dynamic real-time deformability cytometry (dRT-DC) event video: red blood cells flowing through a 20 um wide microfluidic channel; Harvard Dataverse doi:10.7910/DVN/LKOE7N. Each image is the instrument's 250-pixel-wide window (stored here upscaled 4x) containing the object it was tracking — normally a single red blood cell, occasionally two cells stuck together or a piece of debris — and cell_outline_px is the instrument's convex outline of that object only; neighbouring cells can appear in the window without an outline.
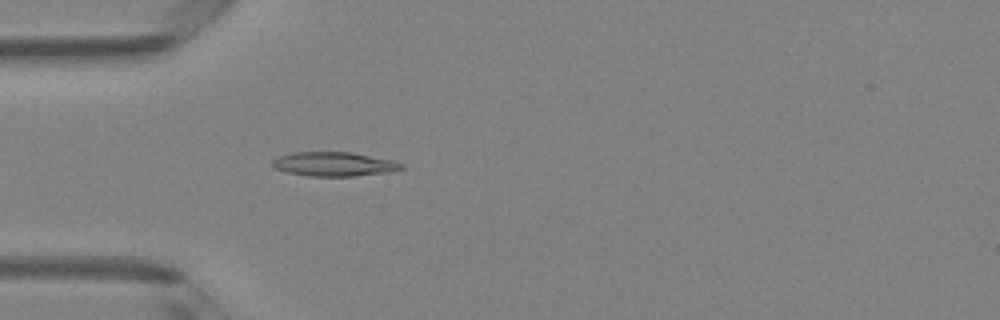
{"species": "Egyptian fruit bat (a non-hibernating species)", "species_latin": "Rousettus aegyptiacus", "temperature_condition": "room temperature", "stored_images_in_passage": 5, "camera_frame_rate_fps": 3000, "um_per_image_px": 0.085, "animal": {"sex": "female"}, "frame": {"image": 1, "passage_image": 5, "time_ms": 1.333, "image_size_px": [1000, 320], "cell_outline_px": [[404, 168], [392, 172], [352, 176], [308, 176], [288, 172], [276, 168], [272, 164], [272, 160], [280, 156], [292, 152], [352, 152], [396, 160], [404, 164]], "centroid_in_image_um": [28.48, 13.94], "position_along_channel_um": 56.5, "area_um2": 18.32}}